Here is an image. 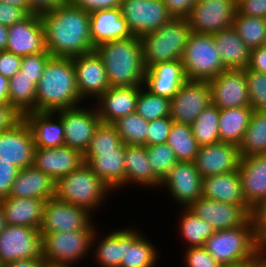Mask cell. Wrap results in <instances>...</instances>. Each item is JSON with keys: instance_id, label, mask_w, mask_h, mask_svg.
I'll return each instance as SVG.
<instances>
[{"instance_id": "obj_1", "label": "cell", "mask_w": 266, "mask_h": 267, "mask_svg": "<svg viewBox=\"0 0 266 267\" xmlns=\"http://www.w3.org/2000/svg\"><path fill=\"white\" fill-rule=\"evenodd\" d=\"M39 16L52 57L73 58L94 51L89 12L67 3Z\"/></svg>"}, {"instance_id": "obj_2", "label": "cell", "mask_w": 266, "mask_h": 267, "mask_svg": "<svg viewBox=\"0 0 266 267\" xmlns=\"http://www.w3.org/2000/svg\"><path fill=\"white\" fill-rule=\"evenodd\" d=\"M84 103L78 93L72 58L51 57L36 86V112H55Z\"/></svg>"}, {"instance_id": "obj_3", "label": "cell", "mask_w": 266, "mask_h": 267, "mask_svg": "<svg viewBox=\"0 0 266 267\" xmlns=\"http://www.w3.org/2000/svg\"><path fill=\"white\" fill-rule=\"evenodd\" d=\"M105 66L110 87H142L145 80L141 37L109 41L95 49Z\"/></svg>"}, {"instance_id": "obj_4", "label": "cell", "mask_w": 266, "mask_h": 267, "mask_svg": "<svg viewBox=\"0 0 266 267\" xmlns=\"http://www.w3.org/2000/svg\"><path fill=\"white\" fill-rule=\"evenodd\" d=\"M203 247L223 267L253 260L265 249L257 239L252 217L242 226L216 231Z\"/></svg>"}, {"instance_id": "obj_5", "label": "cell", "mask_w": 266, "mask_h": 267, "mask_svg": "<svg viewBox=\"0 0 266 267\" xmlns=\"http://www.w3.org/2000/svg\"><path fill=\"white\" fill-rule=\"evenodd\" d=\"M111 193L112 190L84 162L55 184L56 199L84 207L93 214L107 203Z\"/></svg>"}, {"instance_id": "obj_6", "label": "cell", "mask_w": 266, "mask_h": 267, "mask_svg": "<svg viewBox=\"0 0 266 267\" xmlns=\"http://www.w3.org/2000/svg\"><path fill=\"white\" fill-rule=\"evenodd\" d=\"M192 30L186 18H172L141 37L145 69L160 62L181 61Z\"/></svg>"}, {"instance_id": "obj_7", "label": "cell", "mask_w": 266, "mask_h": 267, "mask_svg": "<svg viewBox=\"0 0 266 267\" xmlns=\"http://www.w3.org/2000/svg\"><path fill=\"white\" fill-rule=\"evenodd\" d=\"M187 80L209 81L226 68L212 34L191 33L181 58Z\"/></svg>"}, {"instance_id": "obj_8", "label": "cell", "mask_w": 266, "mask_h": 267, "mask_svg": "<svg viewBox=\"0 0 266 267\" xmlns=\"http://www.w3.org/2000/svg\"><path fill=\"white\" fill-rule=\"evenodd\" d=\"M94 231L41 234L42 258L51 263L75 264L76 267L79 261L89 257Z\"/></svg>"}, {"instance_id": "obj_9", "label": "cell", "mask_w": 266, "mask_h": 267, "mask_svg": "<svg viewBox=\"0 0 266 267\" xmlns=\"http://www.w3.org/2000/svg\"><path fill=\"white\" fill-rule=\"evenodd\" d=\"M92 214L84 207L51 198L44 205L40 234L95 230Z\"/></svg>"}, {"instance_id": "obj_10", "label": "cell", "mask_w": 266, "mask_h": 267, "mask_svg": "<svg viewBox=\"0 0 266 267\" xmlns=\"http://www.w3.org/2000/svg\"><path fill=\"white\" fill-rule=\"evenodd\" d=\"M120 9L130 31L137 37L156 31L173 18L163 0H122Z\"/></svg>"}, {"instance_id": "obj_11", "label": "cell", "mask_w": 266, "mask_h": 267, "mask_svg": "<svg viewBox=\"0 0 266 267\" xmlns=\"http://www.w3.org/2000/svg\"><path fill=\"white\" fill-rule=\"evenodd\" d=\"M92 106L87 108L79 105L55 111L63 121L64 145L77 149L82 154L101 123L96 107L94 104Z\"/></svg>"}, {"instance_id": "obj_12", "label": "cell", "mask_w": 266, "mask_h": 267, "mask_svg": "<svg viewBox=\"0 0 266 267\" xmlns=\"http://www.w3.org/2000/svg\"><path fill=\"white\" fill-rule=\"evenodd\" d=\"M211 103L208 81L187 80L170 99V117L175 123L191 125Z\"/></svg>"}, {"instance_id": "obj_13", "label": "cell", "mask_w": 266, "mask_h": 267, "mask_svg": "<svg viewBox=\"0 0 266 267\" xmlns=\"http://www.w3.org/2000/svg\"><path fill=\"white\" fill-rule=\"evenodd\" d=\"M236 0L196 2L186 17L193 33L213 34L232 27Z\"/></svg>"}, {"instance_id": "obj_14", "label": "cell", "mask_w": 266, "mask_h": 267, "mask_svg": "<svg viewBox=\"0 0 266 267\" xmlns=\"http://www.w3.org/2000/svg\"><path fill=\"white\" fill-rule=\"evenodd\" d=\"M39 229L7 225L0 232V261L3 264L20 259L42 257Z\"/></svg>"}, {"instance_id": "obj_15", "label": "cell", "mask_w": 266, "mask_h": 267, "mask_svg": "<svg viewBox=\"0 0 266 267\" xmlns=\"http://www.w3.org/2000/svg\"><path fill=\"white\" fill-rule=\"evenodd\" d=\"M202 180L194 162H177L161 181L160 188L167 189L169 199L179 207H188L202 197Z\"/></svg>"}, {"instance_id": "obj_16", "label": "cell", "mask_w": 266, "mask_h": 267, "mask_svg": "<svg viewBox=\"0 0 266 267\" xmlns=\"http://www.w3.org/2000/svg\"><path fill=\"white\" fill-rule=\"evenodd\" d=\"M81 100L96 101L110 87L102 59L92 51L72 58ZM94 99V101H93Z\"/></svg>"}, {"instance_id": "obj_17", "label": "cell", "mask_w": 266, "mask_h": 267, "mask_svg": "<svg viewBox=\"0 0 266 267\" xmlns=\"http://www.w3.org/2000/svg\"><path fill=\"white\" fill-rule=\"evenodd\" d=\"M34 150L33 133L24 118L9 130L0 132V161L24 169L33 166Z\"/></svg>"}, {"instance_id": "obj_18", "label": "cell", "mask_w": 266, "mask_h": 267, "mask_svg": "<svg viewBox=\"0 0 266 267\" xmlns=\"http://www.w3.org/2000/svg\"><path fill=\"white\" fill-rule=\"evenodd\" d=\"M208 83L212 104L219 110L250 106L244 69H225Z\"/></svg>"}, {"instance_id": "obj_19", "label": "cell", "mask_w": 266, "mask_h": 267, "mask_svg": "<svg viewBox=\"0 0 266 267\" xmlns=\"http://www.w3.org/2000/svg\"><path fill=\"white\" fill-rule=\"evenodd\" d=\"M187 208L197 217L207 221L215 231L242 226L252 217L246 207L204 197L196 199Z\"/></svg>"}, {"instance_id": "obj_20", "label": "cell", "mask_w": 266, "mask_h": 267, "mask_svg": "<svg viewBox=\"0 0 266 267\" xmlns=\"http://www.w3.org/2000/svg\"><path fill=\"white\" fill-rule=\"evenodd\" d=\"M240 162L239 146L225 142L200 146L194 160L202 178L237 171Z\"/></svg>"}, {"instance_id": "obj_21", "label": "cell", "mask_w": 266, "mask_h": 267, "mask_svg": "<svg viewBox=\"0 0 266 267\" xmlns=\"http://www.w3.org/2000/svg\"><path fill=\"white\" fill-rule=\"evenodd\" d=\"M6 50L20 57L48 52L40 16L30 14L23 21L8 26Z\"/></svg>"}, {"instance_id": "obj_22", "label": "cell", "mask_w": 266, "mask_h": 267, "mask_svg": "<svg viewBox=\"0 0 266 267\" xmlns=\"http://www.w3.org/2000/svg\"><path fill=\"white\" fill-rule=\"evenodd\" d=\"M83 162V154L66 145L34 150L33 166L54 181L75 171Z\"/></svg>"}, {"instance_id": "obj_23", "label": "cell", "mask_w": 266, "mask_h": 267, "mask_svg": "<svg viewBox=\"0 0 266 267\" xmlns=\"http://www.w3.org/2000/svg\"><path fill=\"white\" fill-rule=\"evenodd\" d=\"M141 87H109L94 103L101 123L113 124L136 112Z\"/></svg>"}, {"instance_id": "obj_24", "label": "cell", "mask_w": 266, "mask_h": 267, "mask_svg": "<svg viewBox=\"0 0 266 267\" xmlns=\"http://www.w3.org/2000/svg\"><path fill=\"white\" fill-rule=\"evenodd\" d=\"M238 172L243 197L254 209L266 199V154L241 157Z\"/></svg>"}, {"instance_id": "obj_25", "label": "cell", "mask_w": 266, "mask_h": 267, "mask_svg": "<svg viewBox=\"0 0 266 267\" xmlns=\"http://www.w3.org/2000/svg\"><path fill=\"white\" fill-rule=\"evenodd\" d=\"M186 81L181 61L160 62L146 69L144 87L152 94L171 99Z\"/></svg>"}, {"instance_id": "obj_26", "label": "cell", "mask_w": 266, "mask_h": 267, "mask_svg": "<svg viewBox=\"0 0 266 267\" xmlns=\"http://www.w3.org/2000/svg\"><path fill=\"white\" fill-rule=\"evenodd\" d=\"M90 14L91 40L96 48L102 43L134 36L120 8L97 10Z\"/></svg>"}, {"instance_id": "obj_27", "label": "cell", "mask_w": 266, "mask_h": 267, "mask_svg": "<svg viewBox=\"0 0 266 267\" xmlns=\"http://www.w3.org/2000/svg\"><path fill=\"white\" fill-rule=\"evenodd\" d=\"M125 188L132 184L141 188H160L161 179L153 172L145 146L125 145Z\"/></svg>"}, {"instance_id": "obj_28", "label": "cell", "mask_w": 266, "mask_h": 267, "mask_svg": "<svg viewBox=\"0 0 266 267\" xmlns=\"http://www.w3.org/2000/svg\"><path fill=\"white\" fill-rule=\"evenodd\" d=\"M202 197L246 207L251 213L253 212V209L246 203L243 197L238 170L203 178Z\"/></svg>"}, {"instance_id": "obj_29", "label": "cell", "mask_w": 266, "mask_h": 267, "mask_svg": "<svg viewBox=\"0 0 266 267\" xmlns=\"http://www.w3.org/2000/svg\"><path fill=\"white\" fill-rule=\"evenodd\" d=\"M46 200L38 198L6 197L0 200L5 223L40 229Z\"/></svg>"}, {"instance_id": "obj_30", "label": "cell", "mask_w": 266, "mask_h": 267, "mask_svg": "<svg viewBox=\"0 0 266 267\" xmlns=\"http://www.w3.org/2000/svg\"><path fill=\"white\" fill-rule=\"evenodd\" d=\"M23 118L29 124L35 148H53L64 145V126L55 112H28Z\"/></svg>"}, {"instance_id": "obj_31", "label": "cell", "mask_w": 266, "mask_h": 267, "mask_svg": "<svg viewBox=\"0 0 266 267\" xmlns=\"http://www.w3.org/2000/svg\"><path fill=\"white\" fill-rule=\"evenodd\" d=\"M55 184L56 181L34 166L19 169L9 197L38 198L47 201L55 197Z\"/></svg>"}, {"instance_id": "obj_32", "label": "cell", "mask_w": 266, "mask_h": 267, "mask_svg": "<svg viewBox=\"0 0 266 267\" xmlns=\"http://www.w3.org/2000/svg\"><path fill=\"white\" fill-rule=\"evenodd\" d=\"M141 229L125 227V252L120 267H156L159 251Z\"/></svg>"}, {"instance_id": "obj_33", "label": "cell", "mask_w": 266, "mask_h": 267, "mask_svg": "<svg viewBox=\"0 0 266 267\" xmlns=\"http://www.w3.org/2000/svg\"><path fill=\"white\" fill-rule=\"evenodd\" d=\"M125 144L121 142L115 151L98 152L88 165L92 171L113 191L125 187Z\"/></svg>"}, {"instance_id": "obj_34", "label": "cell", "mask_w": 266, "mask_h": 267, "mask_svg": "<svg viewBox=\"0 0 266 267\" xmlns=\"http://www.w3.org/2000/svg\"><path fill=\"white\" fill-rule=\"evenodd\" d=\"M98 230L99 227L92 237L90 259L93 258L98 267H120L125 252V226L112 229L105 236H99Z\"/></svg>"}, {"instance_id": "obj_35", "label": "cell", "mask_w": 266, "mask_h": 267, "mask_svg": "<svg viewBox=\"0 0 266 267\" xmlns=\"http://www.w3.org/2000/svg\"><path fill=\"white\" fill-rule=\"evenodd\" d=\"M212 35L218 55L226 69H246L248 67L251 50L232 27Z\"/></svg>"}, {"instance_id": "obj_36", "label": "cell", "mask_w": 266, "mask_h": 267, "mask_svg": "<svg viewBox=\"0 0 266 267\" xmlns=\"http://www.w3.org/2000/svg\"><path fill=\"white\" fill-rule=\"evenodd\" d=\"M253 113L250 106L220 110L219 138L220 142L239 146Z\"/></svg>"}, {"instance_id": "obj_37", "label": "cell", "mask_w": 266, "mask_h": 267, "mask_svg": "<svg viewBox=\"0 0 266 267\" xmlns=\"http://www.w3.org/2000/svg\"><path fill=\"white\" fill-rule=\"evenodd\" d=\"M182 209L179 217L178 232L186 248L204 246L205 241L216 231L205 220L197 217L187 207H179Z\"/></svg>"}, {"instance_id": "obj_38", "label": "cell", "mask_w": 266, "mask_h": 267, "mask_svg": "<svg viewBox=\"0 0 266 267\" xmlns=\"http://www.w3.org/2000/svg\"><path fill=\"white\" fill-rule=\"evenodd\" d=\"M36 86L31 78L20 71L9 79L8 104L22 117L36 111Z\"/></svg>"}, {"instance_id": "obj_39", "label": "cell", "mask_w": 266, "mask_h": 267, "mask_svg": "<svg viewBox=\"0 0 266 267\" xmlns=\"http://www.w3.org/2000/svg\"><path fill=\"white\" fill-rule=\"evenodd\" d=\"M239 149L241 157L266 154V111L253 110Z\"/></svg>"}, {"instance_id": "obj_40", "label": "cell", "mask_w": 266, "mask_h": 267, "mask_svg": "<svg viewBox=\"0 0 266 267\" xmlns=\"http://www.w3.org/2000/svg\"><path fill=\"white\" fill-rule=\"evenodd\" d=\"M176 155L178 162H194L199 145L191 125L173 122L166 142Z\"/></svg>"}, {"instance_id": "obj_41", "label": "cell", "mask_w": 266, "mask_h": 267, "mask_svg": "<svg viewBox=\"0 0 266 267\" xmlns=\"http://www.w3.org/2000/svg\"><path fill=\"white\" fill-rule=\"evenodd\" d=\"M220 110L214 105L207 106L191 124L193 135L199 146L220 142L219 138Z\"/></svg>"}, {"instance_id": "obj_42", "label": "cell", "mask_w": 266, "mask_h": 267, "mask_svg": "<svg viewBox=\"0 0 266 267\" xmlns=\"http://www.w3.org/2000/svg\"><path fill=\"white\" fill-rule=\"evenodd\" d=\"M232 28L251 50L264 46L266 40V19L235 13Z\"/></svg>"}, {"instance_id": "obj_43", "label": "cell", "mask_w": 266, "mask_h": 267, "mask_svg": "<svg viewBox=\"0 0 266 267\" xmlns=\"http://www.w3.org/2000/svg\"><path fill=\"white\" fill-rule=\"evenodd\" d=\"M113 125L125 145L146 146L148 121L136 112L119 118Z\"/></svg>"}, {"instance_id": "obj_44", "label": "cell", "mask_w": 266, "mask_h": 267, "mask_svg": "<svg viewBox=\"0 0 266 267\" xmlns=\"http://www.w3.org/2000/svg\"><path fill=\"white\" fill-rule=\"evenodd\" d=\"M121 142L117 128L113 124L100 123L83 153L84 163L88 164L98 152L115 151Z\"/></svg>"}, {"instance_id": "obj_45", "label": "cell", "mask_w": 266, "mask_h": 267, "mask_svg": "<svg viewBox=\"0 0 266 267\" xmlns=\"http://www.w3.org/2000/svg\"><path fill=\"white\" fill-rule=\"evenodd\" d=\"M136 113L146 121L170 116V99L152 94L142 86L137 99Z\"/></svg>"}, {"instance_id": "obj_46", "label": "cell", "mask_w": 266, "mask_h": 267, "mask_svg": "<svg viewBox=\"0 0 266 267\" xmlns=\"http://www.w3.org/2000/svg\"><path fill=\"white\" fill-rule=\"evenodd\" d=\"M153 172L161 179L167 175L177 158L167 143L145 146Z\"/></svg>"}, {"instance_id": "obj_47", "label": "cell", "mask_w": 266, "mask_h": 267, "mask_svg": "<svg viewBox=\"0 0 266 267\" xmlns=\"http://www.w3.org/2000/svg\"><path fill=\"white\" fill-rule=\"evenodd\" d=\"M247 81L250 107L257 111H266V74L244 69Z\"/></svg>"}, {"instance_id": "obj_48", "label": "cell", "mask_w": 266, "mask_h": 267, "mask_svg": "<svg viewBox=\"0 0 266 267\" xmlns=\"http://www.w3.org/2000/svg\"><path fill=\"white\" fill-rule=\"evenodd\" d=\"M52 57L49 52L37 53L22 57L20 72L38 84L48 60Z\"/></svg>"}, {"instance_id": "obj_49", "label": "cell", "mask_w": 266, "mask_h": 267, "mask_svg": "<svg viewBox=\"0 0 266 267\" xmlns=\"http://www.w3.org/2000/svg\"><path fill=\"white\" fill-rule=\"evenodd\" d=\"M173 122L170 116L148 121L146 146L166 143Z\"/></svg>"}, {"instance_id": "obj_50", "label": "cell", "mask_w": 266, "mask_h": 267, "mask_svg": "<svg viewBox=\"0 0 266 267\" xmlns=\"http://www.w3.org/2000/svg\"><path fill=\"white\" fill-rule=\"evenodd\" d=\"M184 267H223L203 247H188L184 251Z\"/></svg>"}, {"instance_id": "obj_51", "label": "cell", "mask_w": 266, "mask_h": 267, "mask_svg": "<svg viewBox=\"0 0 266 267\" xmlns=\"http://www.w3.org/2000/svg\"><path fill=\"white\" fill-rule=\"evenodd\" d=\"M18 171L10 162L0 161V200L9 196Z\"/></svg>"}, {"instance_id": "obj_52", "label": "cell", "mask_w": 266, "mask_h": 267, "mask_svg": "<svg viewBox=\"0 0 266 267\" xmlns=\"http://www.w3.org/2000/svg\"><path fill=\"white\" fill-rule=\"evenodd\" d=\"M122 0H67L71 6L92 13L97 10L120 8Z\"/></svg>"}, {"instance_id": "obj_53", "label": "cell", "mask_w": 266, "mask_h": 267, "mask_svg": "<svg viewBox=\"0 0 266 267\" xmlns=\"http://www.w3.org/2000/svg\"><path fill=\"white\" fill-rule=\"evenodd\" d=\"M28 16L29 14L23 8L0 1V24L8 27L23 21Z\"/></svg>"}, {"instance_id": "obj_54", "label": "cell", "mask_w": 266, "mask_h": 267, "mask_svg": "<svg viewBox=\"0 0 266 267\" xmlns=\"http://www.w3.org/2000/svg\"><path fill=\"white\" fill-rule=\"evenodd\" d=\"M236 13L266 19V0H236Z\"/></svg>"}, {"instance_id": "obj_55", "label": "cell", "mask_w": 266, "mask_h": 267, "mask_svg": "<svg viewBox=\"0 0 266 267\" xmlns=\"http://www.w3.org/2000/svg\"><path fill=\"white\" fill-rule=\"evenodd\" d=\"M252 220L257 239L266 248V199L253 209Z\"/></svg>"}, {"instance_id": "obj_56", "label": "cell", "mask_w": 266, "mask_h": 267, "mask_svg": "<svg viewBox=\"0 0 266 267\" xmlns=\"http://www.w3.org/2000/svg\"><path fill=\"white\" fill-rule=\"evenodd\" d=\"M22 57L7 51H0V75L11 79L20 71Z\"/></svg>"}, {"instance_id": "obj_57", "label": "cell", "mask_w": 266, "mask_h": 267, "mask_svg": "<svg viewBox=\"0 0 266 267\" xmlns=\"http://www.w3.org/2000/svg\"><path fill=\"white\" fill-rule=\"evenodd\" d=\"M163 2L174 18H186L196 4L195 0H163Z\"/></svg>"}, {"instance_id": "obj_58", "label": "cell", "mask_w": 266, "mask_h": 267, "mask_svg": "<svg viewBox=\"0 0 266 267\" xmlns=\"http://www.w3.org/2000/svg\"><path fill=\"white\" fill-rule=\"evenodd\" d=\"M23 117L9 104H0V132L9 130Z\"/></svg>"}, {"instance_id": "obj_59", "label": "cell", "mask_w": 266, "mask_h": 267, "mask_svg": "<svg viewBox=\"0 0 266 267\" xmlns=\"http://www.w3.org/2000/svg\"><path fill=\"white\" fill-rule=\"evenodd\" d=\"M29 2V15L30 14H43L55 10L65 4L67 0H28Z\"/></svg>"}, {"instance_id": "obj_60", "label": "cell", "mask_w": 266, "mask_h": 267, "mask_svg": "<svg viewBox=\"0 0 266 267\" xmlns=\"http://www.w3.org/2000/svg\"><path fill=\"white\" fill-rule=\"evenodd\" d=\"M248 69L266 74V47L251 49Z\"/></svg>"}, {"instance_id": "obj_61", "label": "cell", "mask_w": 266, "mask_h": 267, "mask_svg": "<svg viewBox=\"0 0 266 267\" xmlns=\"http://www.w3.org/2000/svg\"><path fill=\"white\" fill-rule=\"evenodd\" d=\"M44 261L45 260L42 257H35L32 259H20L5 264V267H42Z\"/></svg>"}, {"instance_id": "obj_62", "label": "cell", "mask_w": 266, "mask_h": 267, "mask_svg": "<svg viewBox=\"0 0 266 267\" xmlns=\"http://www.w3.org/2000/svg\"><path fill=\"white\" fill-rule=\"evenodd\" d=\"M9 79L0 75V104H8Z\"/></svg>"}, {"instance_id": "obj_63", "label": "cell", "mask_w": 266, "mask_h": 267, "mask_svg": "<svg viewBox=\"0 0 266 267\" xmlns=\"http://www.w3.org/2000/svg\"><path fill=\"white\" fill-rule=\"evenodd\" d=\"M8 27L0 24V51H5L8 43Z\"/></svg>"}, {"instance_id": "obj_64", "label": "cell", "mask_w": 266, "mask_h": 267, "mask_svg": "<svg viewBox=\"0 0 266 267\" xmlns=\"http://www.w3.org/2000/svg\"><path fill=\"white\" fill-rule=\"evenodd\" d=\"M1 2L8 3L13 6L23 8L29 14L28 0H0Z\"/></svg>"}, {"instance_id": "obj_65", "label": "cell", "mask_w": 266, "mask_h": 267, "mask_svg": "<svg viewBox=\"0 0 266 267\" xmlns=\"http://www.w3.org/2000/svg\"><path fill=\"white\" fill-rule=\"evenodd\" d=\"M252 267H266V248L252 260Z\"/></svg>"}, {"instance_id": "obj_66", "label": "cell", "mask_w": 266, "mask_h": 267, "mask_svg": "<svg viewBox=\"0 0 266 267\" xmlns=\"http://www.w3.org/2000/svg\"><path fill=\"white\" fill-rule=\"evenodd\" d=\"M42 267H74V265L51 263V262H48V261H44V264H43Z\"/></svg>"}, {"instance_id": "obj_67", "label": "cell", "mask_w": 266, "mask_h": 267, "mask_svg": "<svg viewBox=\"0 0 266 267\" xmlns=\"http://www.w3.org/2000/svg\"><path fill=\"white\" fill-rule=\"evenodd\" d=\"M5 226H6L5 218H4L2 209L0 207V232L4 229Z\"/></svg>"}, {"instance_id": "obj_68", "label": "cell", "mask_w": 266, "mask_h": 267, "mask_svg": "<svg viewBox=\"0 0 266 267\" xmlns=\"http://www.w3.org/2000/svg\"><path fill=\"white\" fill-rule=\"evenodd\" d=\"M226 267H252V260L241 263V264L230 265V266H226Z\"/></svg>"}, {"instance_id": "obj_69", "label": "cell", "mask_w": 266, "mask_h": 267, "mask_svg": "<svg viewBox=\"0 0 266 267\" xmlns=\"http://www.w3.org/2000/svg\"><path fill=\"white\" fill-rule=\"evenodd\" d=\"M196 2H208V1H211V0H195Z\"/></svg>"}, {"instance_id": "obj_70", "label": "cell", "mask_w": 266, "mask_h": 267, "mask_svg": "<svg viewBox=\"0 0 266 267\" xmlns=\"http://www.w3.org/2000/svg\"><path fill=\"white\" fill-rule=\"evenodd\" d=\"M0 267H5V264H3L1 261H0Z\"/></svg>"}]
</instances>
